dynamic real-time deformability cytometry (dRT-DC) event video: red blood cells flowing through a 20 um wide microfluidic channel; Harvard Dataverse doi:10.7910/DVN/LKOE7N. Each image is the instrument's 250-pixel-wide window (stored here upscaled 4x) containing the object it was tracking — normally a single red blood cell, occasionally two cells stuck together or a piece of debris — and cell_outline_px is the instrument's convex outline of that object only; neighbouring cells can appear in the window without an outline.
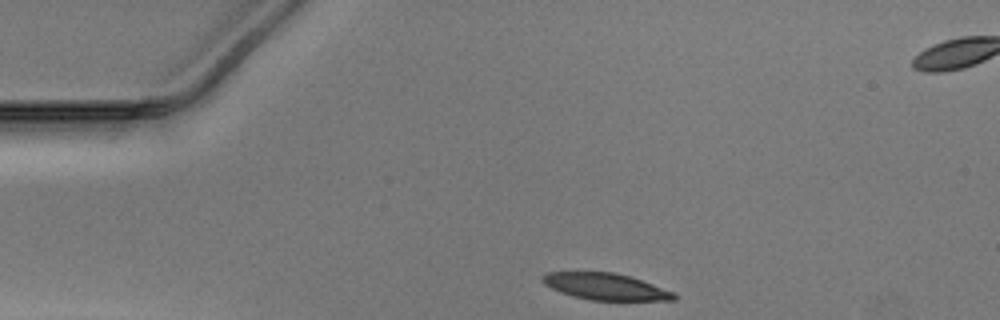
{"species": "Egyptian fruit bat (a non-hibernating species)", "species_latin": "Rousettus aegyptiacus", "temperature_condition": "warm", "stored_images_in_passage": 31, "camera_frame_rate_fps": 3000, "um_per_image_px": 0.085, "animal": {"sex": "male"}, "frame": {"image": 1, "passage_image": 1, "time_ms": 0.0, "image_size_px": [1000, 320], "cell_outline_px": [[676, 300], [592, 300], [560, 292], [544, 284], [540, 280], [548, 272], [612, 272], [628, 276], [676, 292]], "centroid_in_image_um": [51.49, 24.36], "position_along_channel_um": 33.5, "area_um2": 20.06}}
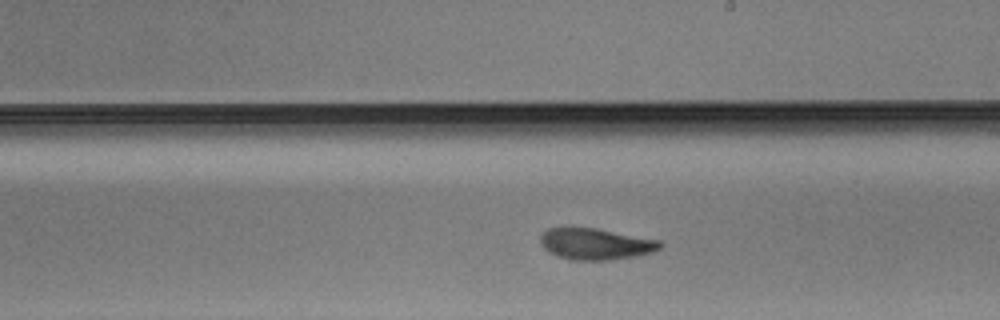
{"frame": {"image": 2, "passage_image": 20, "time_ms": 6.333, "image_size_px": [1000, 320], "cell_outline_px": [[664, 244], [660, 248], [652, 252], [636, 256], [608, 260], [572, 260], [560, 256], [544, 248], [540, 244], [540, 236], [548, 228], [568, 224], [596, 228], [660, 240]], "centroid_in_image_um": [50.6, 20.69], "position_along_channel_um": 238.4, "area_um2": 22.37}}
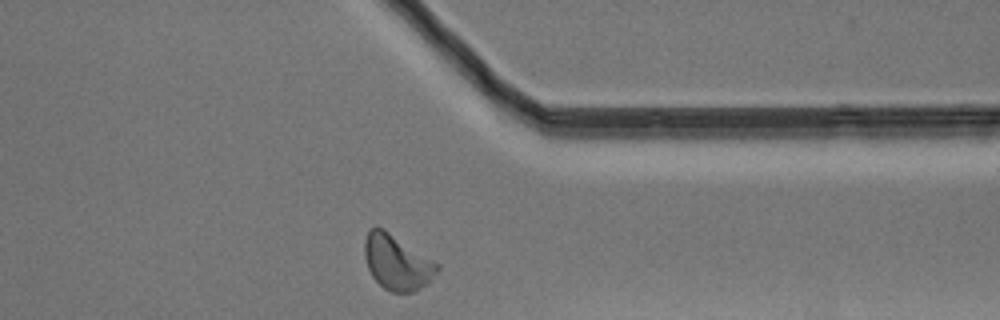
{"frame": {"image": 3, "passage_image": 31, "time_ms": 10.0, "image_size_px": [1000, 320], "cell_outline_px": [[440, 268], [428, 284], [412, 292], [392, 292], [384, 288], [372, 276], [368, 268], [364, 256], [364, 240], [368, 228], [384, 228], [440, 264]], "centroid_in_image_um": [33.75, 22.28], "position_along_channel_um": 377.7, "area_um2": 23.41}}